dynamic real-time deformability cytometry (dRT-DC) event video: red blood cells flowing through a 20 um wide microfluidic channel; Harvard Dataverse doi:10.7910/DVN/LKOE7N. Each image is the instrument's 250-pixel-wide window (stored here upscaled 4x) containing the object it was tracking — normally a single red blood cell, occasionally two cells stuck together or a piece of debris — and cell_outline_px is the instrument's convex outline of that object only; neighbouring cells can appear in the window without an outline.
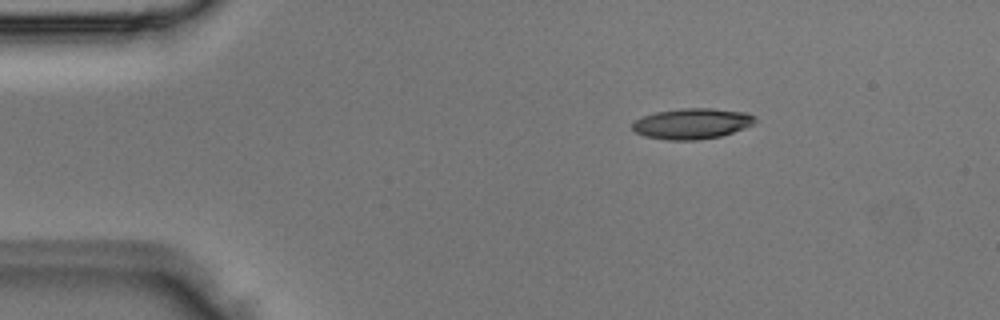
{"species": "Egyptian fruit bat (a non-hibernating species)", "species_latin": "Rousettus aegyptiacus", "temperature_condition": "room temperature", "stored_images_in_passage": 2, "camera_frame_rate_fps": 3000, "um_per_image_px": 0.085, "animal": {"sex": "male"}, "frame": {"image": 1, "passage_image": 1, "time_ms": 0.0, "image_size_px": [1000, 320], "cell_outline_px": [[756, 120], [752, 124], [744, 128], [720, 136], [696, 140], [668, 140], [644, 136], [636, 132], [632, 128], [632, 124], [636, 120], [644, 116], [656, 112], [680, 108], [712, 108], [748, 112], [756, 116]], "centroid_in_image_um": [58.84, 10.5], "position_along_channel_um": 26.2, "area_um2": 21.91}}